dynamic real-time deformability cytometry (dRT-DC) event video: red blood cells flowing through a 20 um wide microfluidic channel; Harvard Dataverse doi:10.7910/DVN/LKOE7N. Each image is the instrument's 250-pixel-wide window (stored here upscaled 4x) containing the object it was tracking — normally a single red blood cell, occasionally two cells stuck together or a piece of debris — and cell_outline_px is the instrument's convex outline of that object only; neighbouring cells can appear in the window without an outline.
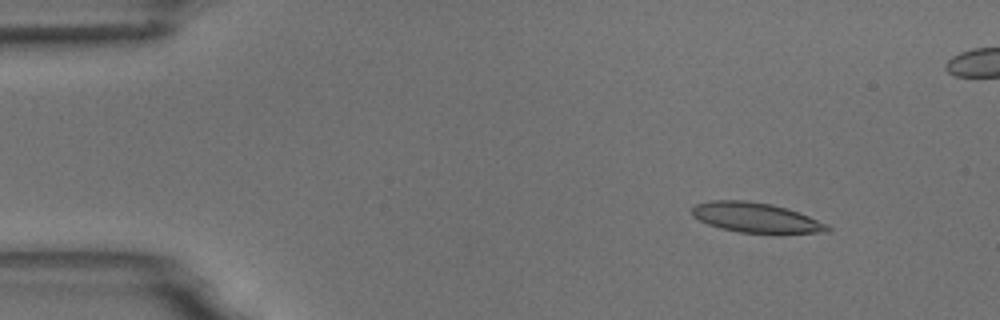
{"species": "common noctule bat (a hibernating species)", "species_latin": "Nyctalus noctula", "temperature_condition": "room temperature", "stored_images_in_passage": 8, "camera_frame_rate_fps": 3000, "um_per_image_px": 0.085, "animal": {"sex": "male", "body_mass_g": 18.8}, "frame": {"image": 1, "passage_image": 2, "time_ms": 1.0, "image_size_px": [1000, 320], "cell_outline_px": [[832, 228], [828, 232], [740, 232], [720, 228], [708, 224], [692, 216], [692, 208], [696, 204], [712, 200], [744, 200], [772, 204], [788, 208], [828, 224]], "centroid_in_image_um": [64.23, 18.47], "position_along_channel_um": 20.8, "area_um2": 23.24}}